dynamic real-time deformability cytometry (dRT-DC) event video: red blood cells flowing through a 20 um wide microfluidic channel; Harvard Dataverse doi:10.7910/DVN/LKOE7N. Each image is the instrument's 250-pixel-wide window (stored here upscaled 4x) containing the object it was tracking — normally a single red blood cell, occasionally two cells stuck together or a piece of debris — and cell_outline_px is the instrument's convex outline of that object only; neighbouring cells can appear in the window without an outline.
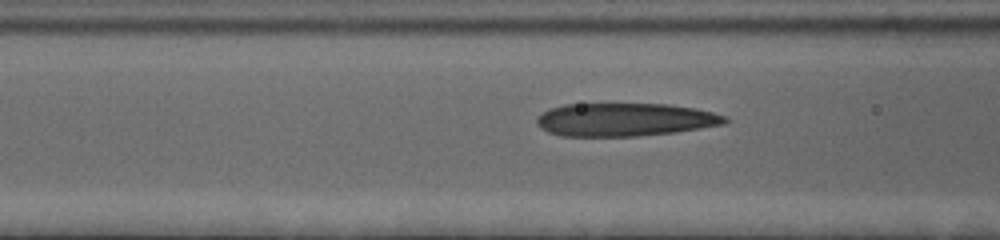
{"species": "human", "species_latin": "Homo sapiens", "temperature_condition": "cold", "stored_images_in_passage": 22, "camera_frame_rate_fps": 3000, "um_per_image_px": 0.085, "donor": {"sex": "female"}, "frame": {"image": 1, "passage_image": 19, "time_ms": 6.0, "image_size_px": [1000, 240], "cell_outline_px": [[728, 120], [724, 124], [676, 132], [636, 136], [560, 136], [548, 132], [540, 128], [536, 124], [536, 116], [548, 108], [564, 104], [668, 104], [696, 108], [728, 116]], "centroid_in_image_um": [53.08, 10.16], "position_along_channel_um": 113.5, "area_um2": 36.65}}